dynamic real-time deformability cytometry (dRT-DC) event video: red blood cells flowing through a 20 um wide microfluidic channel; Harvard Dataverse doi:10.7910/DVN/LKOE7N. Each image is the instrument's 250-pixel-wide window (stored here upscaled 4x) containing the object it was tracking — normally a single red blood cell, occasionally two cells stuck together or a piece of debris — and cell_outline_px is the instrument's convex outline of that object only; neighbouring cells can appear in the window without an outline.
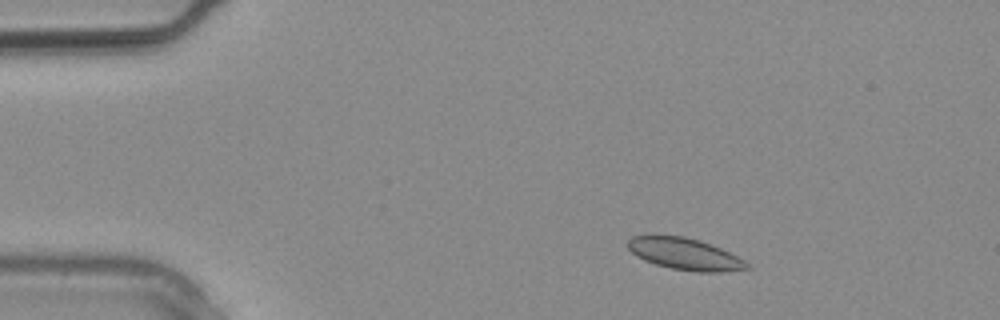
{"species": "common noctule bat (a hibernating species)", "species_latin": "Nyctalus noctula", "temperature_condition": "warm", "stored_images_in_passage": 2, "camera_frame_rate_fps": 3000, "um_per_image_px": 0.085, "animal": {"sex": "male", "body_mass_g": 20.4}, "frame": {"image": 1, "passage_image": 1, "time_ms": 0.0, "image_size_px": [1000, 320], "cell_outline_px": [[752, 268], [720, 272], [696, 272], [672, 268], [656, 264], [644, 260], [636, 256], [628, 248], [628, 240], [632, 236], [648, 232], [656, 232], [684, 236], [700, 240], [720, 248], [744, 260]], "centroid_in_image_um": [58.12, 21.53], "position_along_channel_um": 26.9, "area_um2": 22.6}}